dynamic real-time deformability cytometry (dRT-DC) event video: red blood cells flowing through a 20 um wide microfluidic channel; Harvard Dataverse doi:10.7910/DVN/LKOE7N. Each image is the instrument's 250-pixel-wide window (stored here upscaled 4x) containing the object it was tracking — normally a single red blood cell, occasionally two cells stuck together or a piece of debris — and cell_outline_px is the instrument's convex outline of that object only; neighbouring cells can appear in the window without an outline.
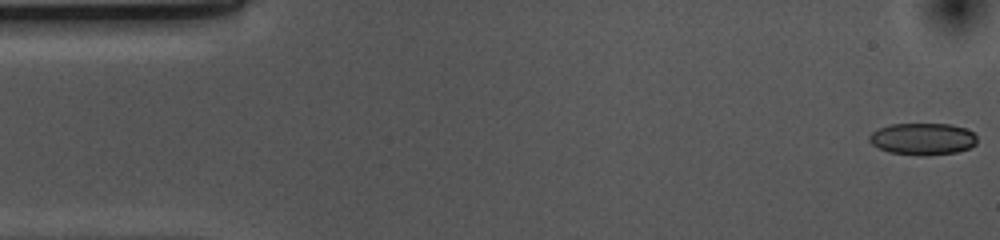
{"species": "common noctule bat (a hibernating species)", "species_latin": "Nyctalus noctula", "temperature_condition": "cold", "stored_images_in_passage": 53, "camera_frame_rate_fps": 3000, "um_per_image_px": 0.085, "animal": {"sex": "female", "body_mass_g": 10.0, "forearm_length_mm": 53.1}, "frame": {"image": 1, "passage_image": 1, "time_ms": 0.0, "image_size_px": [1000, 240], "cell_outline_px": [[976, 144], [968, 148], [956, 152], [924, 156], [888, 152], [872, 144], [868, 140], [868, 136], [872, 132], [880, 128], [892, 124], [952, 124], [964, 128], [972, 132], [976, 136]], "centroid_in_image_um": [78.42, 11.81], "position_along_channel_um": 6.6, "area_um2": 19.94}}
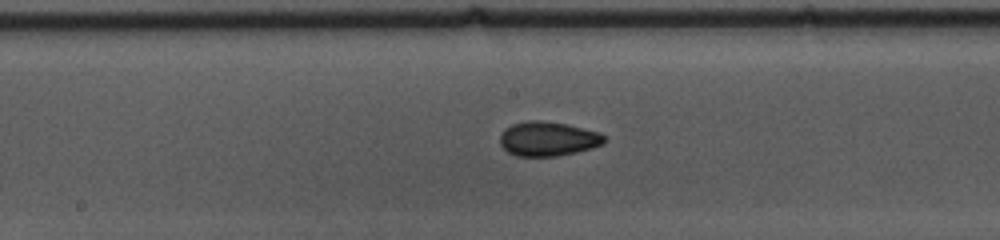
{"frame": {"image": 2, "passage_image": 26, "time_ms": 8.333, "image_size_px": [1000, 240], "cell_outline_px": [[604, 144], [592, 148], [576, 152], [556, 156], [516, 156], [508, 152], [500, 144], [500, 136], [504, 128], [512, 124], [528, 120], [540, 120], [568, 124], [600, 132], [604, 136]], "centroid_in_image_um": [46.57, 11.79], "position_along_channel_um": 201.6, "area_um2": 21.04}}
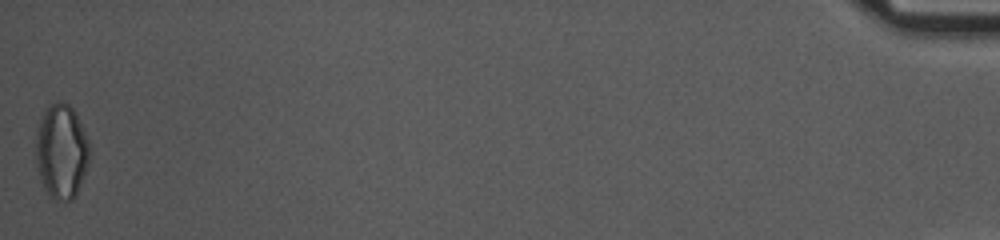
{"frame": {"image": 3, "passage_image": 53, "time_ms": 17.333, "image_size_px": [1000, 240], "cell_outline_px": [[88, 164], [76, 196], [72, 200], [64, 204], [56, 200], [44, 188], [36, 164], [36, 132], [40, 116], [56, 100], [60, 100], [68, 104], [72, 108], [88, 140]], "centroid_in_image_um": [5.2, 12.89], "position_along_channel_um": 430.0, "area_um2": 29.42}, "authors_computed_cell_mechanics": {"area_um2": 20.6346, "velocity_mm_per_s": 3.6965, "shape_relaxation_time_tau1_ms": 4.053, "shape_relaxation_time_tau2_ms": 4.3696, "deformation_change_tau1": 0.103, "deformation_change_tau2": 0.0805}}